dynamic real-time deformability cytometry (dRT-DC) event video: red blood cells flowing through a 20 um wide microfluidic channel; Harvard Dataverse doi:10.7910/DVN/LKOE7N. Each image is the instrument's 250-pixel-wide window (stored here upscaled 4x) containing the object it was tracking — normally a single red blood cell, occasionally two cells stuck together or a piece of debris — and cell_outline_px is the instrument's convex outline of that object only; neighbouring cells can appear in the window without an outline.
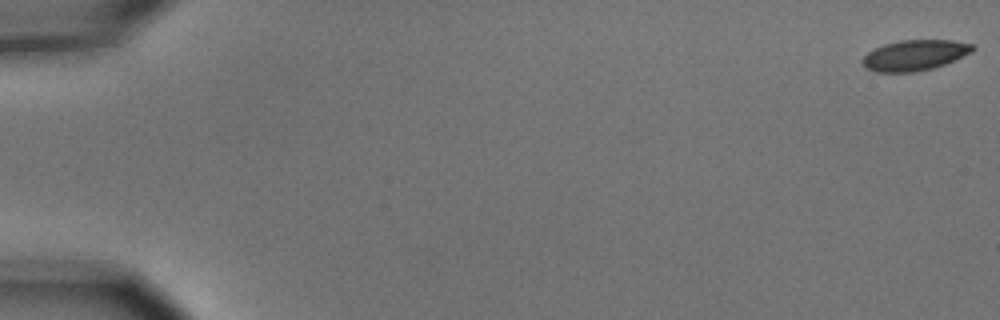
{"species": "common noctule bat (a hibernating species)", "species_latin": "Nyctalus noctula", "temperature_condition": "cold", "stored_images_in_passage": 6, "camera_frame_rate_fps": 3000, "um_per_image_px": 0.085, "animal": {"sex": "male", "body_mass_g": 15.6}, "frame": {"image": 1, "passage_image": 1, "time_ms": 0.0, "image_size_px": [1000, 320], "cell_outline_px": [[976, 48], [972, 52], [956, 60], [932, 68], [916, 72], [876, 72], [864, 68], [860, 60], [868, 52], [884, 44], [900, 40], [952, 40], [972, 44]], "centroid_in_image_um": [77.74, 4.7], "position_along_channel_um": 7.3, "area_um2": 19.77}}
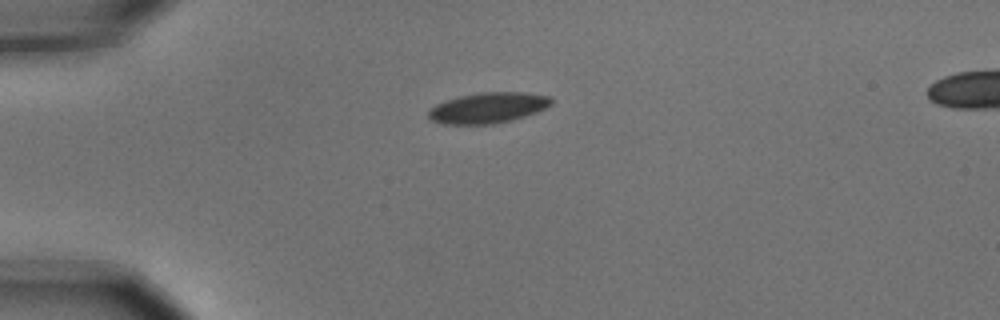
{"frame": {"image": 2, "passage_image": 5, "time_ms": 1.333, "image_size_px": [1000, 320], "cell_outline_px": [[552, 104], [536, 112], [512, 120], [492, 124], [444, 124], [432, 120], [428, 116], [428, 108], [436, 104], [460, 96], [480, 92], [524, 92], [552, 96]], "centroid_in_image_um": [41.49, 9.16], "position_along_channel_um": 43.5, "area_um2": 21.91}}